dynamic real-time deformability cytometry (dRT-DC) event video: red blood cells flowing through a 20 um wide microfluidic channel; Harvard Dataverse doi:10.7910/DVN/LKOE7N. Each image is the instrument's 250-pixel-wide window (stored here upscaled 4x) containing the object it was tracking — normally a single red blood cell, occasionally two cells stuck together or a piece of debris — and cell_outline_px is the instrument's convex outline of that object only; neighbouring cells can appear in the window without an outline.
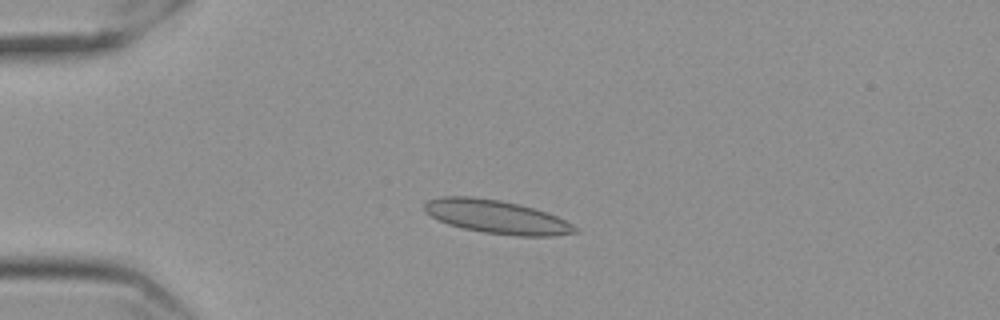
{"species": "Egyptian fruit bat (a non-hibernating species)", "species_latin": "Rousettus aegyptiacus", "temperature_condition": "cold", "stored_images_in_passage": 58, "camera_frame_rate_fps": 3000, "um_per_image_px": 0.085, "frame": {"image": 1, "passage_image": 15, "time_ms": 4.667, "image_size_px": [1000, 320], "cell_outline_px": [[580, 232], [556, 236], [516, 236], [484, 232], [464, 228], [448, 224], [424, 212], [424, 204], [428, 200], [440, 196], [472, 196], [500, 200], [532, 208], [556, 216], [572, 224]], "centroid_in_image_um": [42.2, 18.43], "position_along_channel_um": 42.8, "area_um2": 29.13}}
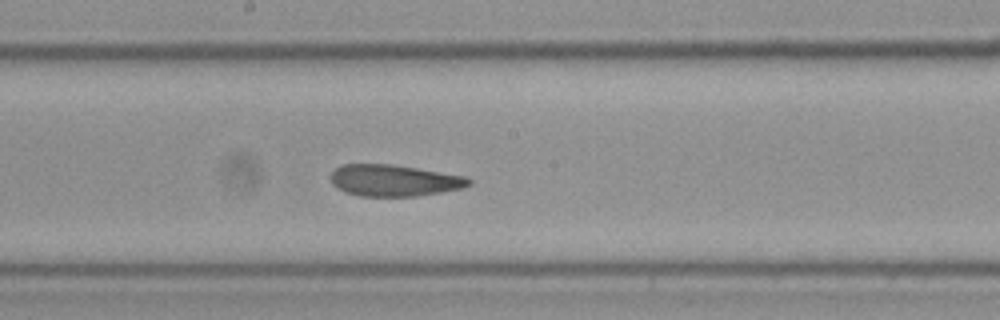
{"frame": {"image": 2, "passage_image": 32, "time_ms": 10.333, "image_size_px": [1000, 320], "cell_outline_px": [[472, 184], [464, 188], [416, 196], [360, 196], [344, 192], [336, 188], [332, 184], [332, 172], [340, 164], [392, 164], [464, 176], [472, 180]], "centroid_in_image_um": [33.48, 15.34], "position_along_channel_um": 214.7, "area_um2": 25.37}}
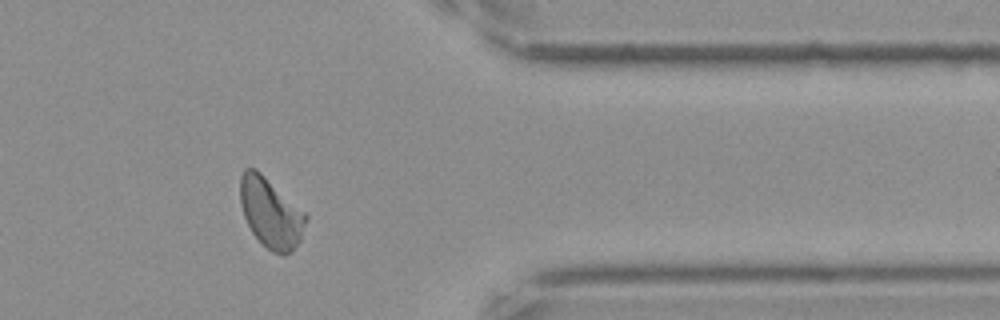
{"frame": {"image": 3, "passage_image": 48, "time_ms": 15.667, "image_size_px": [1000, 320], "cell_outline_px": [[308, 220], [300, 240], [292, 252], [284, 256], [272, 252], [252, 232], [244, 216], [240, 204], [240, 176], [244, 168], [256, 168], [304, 212], [308, 216]], "centroid_in_image_um": [23.01, 18.1], "position_along_channel_um": 388.4, "area_um2": 26.59}, "authors_computed_cell_mechanics": {"area_um2": 26.3279, "velocity_mm_per_s": 3.5279, "shape_relaxation_time_tau1_ms": 10.6377, "shape_relaxation_time_tau2_ms": 2.1735, "deformation_change_tau1": 0.2009, "deformation_change_tau2": 0.0903}}